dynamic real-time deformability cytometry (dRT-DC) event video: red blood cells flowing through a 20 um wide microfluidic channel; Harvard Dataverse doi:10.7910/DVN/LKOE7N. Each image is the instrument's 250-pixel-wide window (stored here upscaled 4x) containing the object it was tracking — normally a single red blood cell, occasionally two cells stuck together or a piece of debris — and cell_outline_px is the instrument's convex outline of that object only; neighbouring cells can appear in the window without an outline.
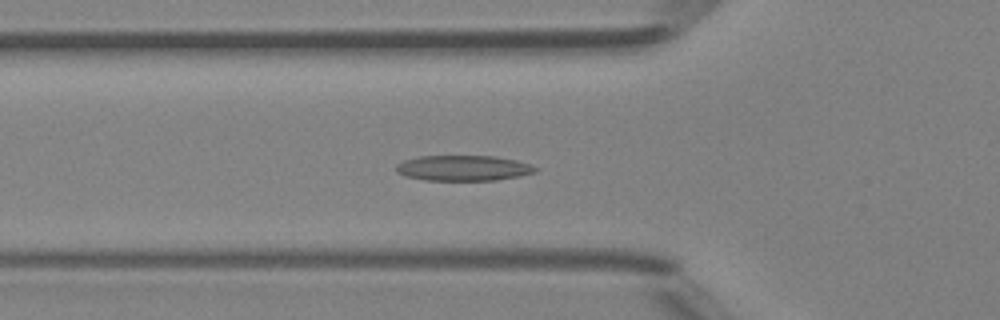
{"species": "Egyptian fruit bat (a non-hibernating species)", "species_latin": "Rousettus aegyptiacus", "temperature_condition": "room temperature", "stored_images_in_passage": 49, "camera_frame_rate_fps": 3000, "um_per_image_px": 0.085, "animal": {"sex": "female"}, "frame": {"image": 1, "passage_image": 16, "time_ms": 5.0, "image_size_px": [1000, 320], "cell_outline_px": [[540, 168], [536, 172], [520, 176], [496, 180], [424, 180], [404, 176], [396, 172], [396, 164], [404, 160], [420, 156], [496, 156], [516, 160]], "centroid_in_image_um": [39.38, 14.29], "position_along_channel_um": 86.4, "area_um2": 20.75}}
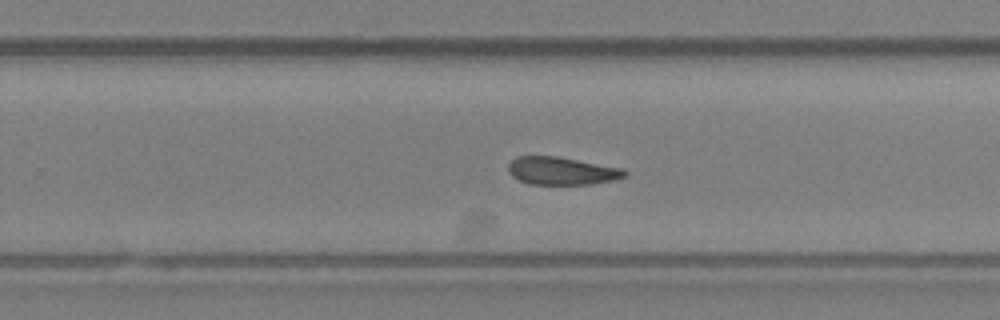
{"frame": {"image": 2, "passage_image": 30, "time_ms": 9.667, "image_size_px": [1000, 320], "cell_outline_px": [[628, 176], [616, 180], [588, 184], [528, 184], [512, 176], [508, 172], [508, 164], [516, 156], [556, 156], [624, 168], [628, 172]], "centroid_in_image_um": [47.78, 14.52], "position_along_channel_um": 282.0, "area_um2": 19.02}}
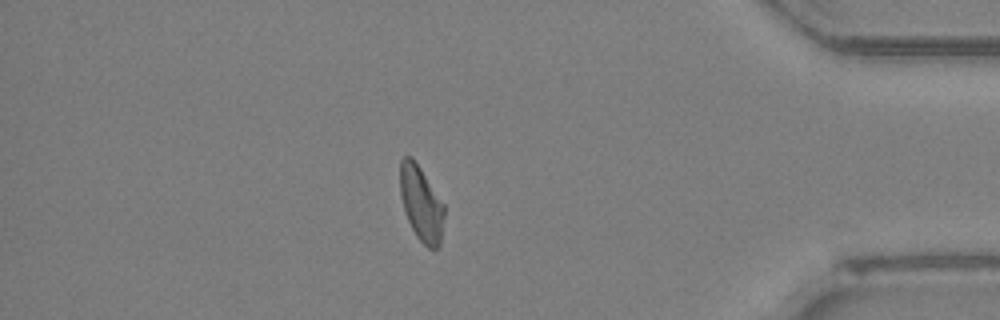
{"frame": {"image": 3, "passage_image": 41, "time_ms": 13.333, "image_size_px": [1000, 320], "cell_outline_px": [[444, 216], [440, 244], [436, 248], [428, 248], [416, 236], [408, 220], [400, 196], [400, 160], [404, 156], [412, 156], [444, 204]], "centroid_in_image_um": [35.79, 17.29], "position_along_channel_um": 399.4, "area_um2": 19.07}, "authors_computed_cell_mechanics": {"area_um2": 19.941, "velocity_mm_per_s": 4.199, "shape_relaxation_time_tau1_ms": 5.234, "shape_relaxation_time_tau2_ms": 5.9108, "deformation_change_tau1": 0.1396, "deformation_change_tau2": 0.1131}}